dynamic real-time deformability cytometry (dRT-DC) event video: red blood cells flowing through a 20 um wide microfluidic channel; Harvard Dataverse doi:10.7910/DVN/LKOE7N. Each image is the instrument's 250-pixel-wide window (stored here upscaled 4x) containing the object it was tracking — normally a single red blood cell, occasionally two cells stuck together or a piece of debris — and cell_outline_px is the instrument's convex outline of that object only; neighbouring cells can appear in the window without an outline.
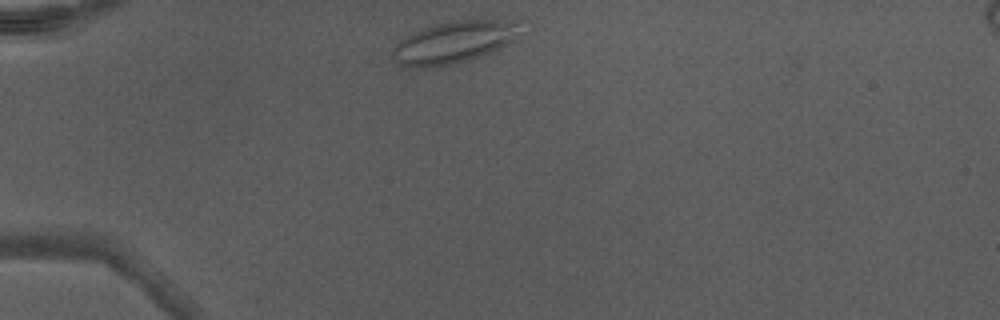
{"species": "Egyptian fruit bat (a non-hibernating species)", "species_latin": "Rousettus aegyptiacus", "temperature_condition": "warm", "stored_images_in_passage": 36, "camera_frame_rate_fps": 3000, "um_per_image_px": 0.085, "animal": {"sex": "male"}, "frame": {"image": 1, "passage_image": 1, "time_ms": 0.0, "image_size_px": [1000, 320], "cell_outline_px": [[516, 40], [500, 48], [468, 60], [452, 64], [432, 68], [400, 68], [392, 56], [392, 48], [400, 40], [432, 24], [456, 20], [504, 20], [516, 24]], "centroid_in_image_um": [38.46, 3.63], "position_along_channel_um": 46.5, "area_um2": 30.98}, "authors_computed_cell_mechanics": {"area_um2": 22.9466, "velocity_mm_per_s": 4.2984, "shape_relaxation_time_tau1_ms": null, "shape_relaxation_time_tau2_ms": 0.9944, "deformation_change_tau1": null, "deformation_change_tau2": 0.0813}}